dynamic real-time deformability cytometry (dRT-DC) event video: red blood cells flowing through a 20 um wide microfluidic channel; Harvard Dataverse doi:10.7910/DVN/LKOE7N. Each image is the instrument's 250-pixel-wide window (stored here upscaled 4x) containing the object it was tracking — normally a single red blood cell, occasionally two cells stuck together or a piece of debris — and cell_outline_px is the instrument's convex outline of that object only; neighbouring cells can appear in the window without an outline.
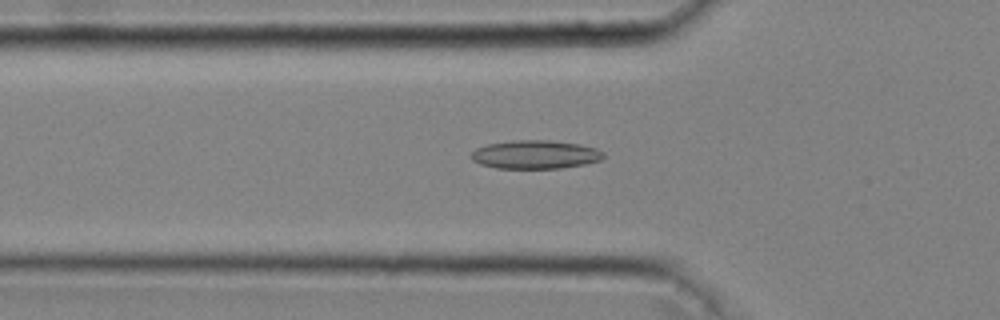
{"species": "common noctule bat (a hibernating species)", "species_latin": "Nyctalus noctula", "temperature_condition": "cold", "stored_images_in_passage": 41, "camera_frame_rate_fps": 3000, "um_per_image_px": 0.085, "animal": {"sex": "male", "body_mass_g": 20.4}, "frame": {"image": 1, "passage_image": 10, "time_ms": 3.0, "image_size_px": [1000, 320], "cell_outline_px": [[604, 156], [600, 160], [584, 164], [560, 168], [496, 168], [480, 164], [472, 160], [472, 152], [476, 148], [488, 144], [516, 140], [548, 140], [580, 144], [596, 148], [604, 152]], "centroid_in_image_um": [45.51, 13.13], "position_along_channel_um": 80.3, "area_um2": 21.85}}
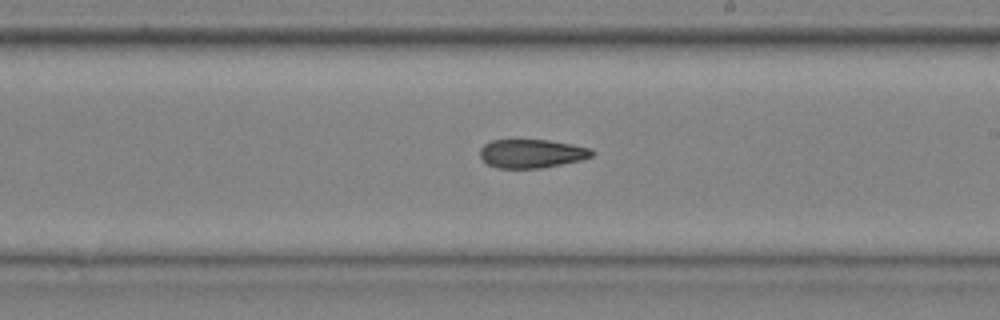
{"frame": {"image": 2, "passage_image": 22, "time_ms": 7.0, "image_size_px": [1000, 320], "cell_outline_px": [[596, 152], [592, 156], [580, 160], [540, 168], [496, 168], [488, 164], [480, 156], [480, 148], [484, 144], [492, 140], [548, 140], [572, 144], [592, 148]], "centroid_in_image_um": [45.2, 13.05], "position_along_channel_um": 243.8, "area_um2": 18.67}}
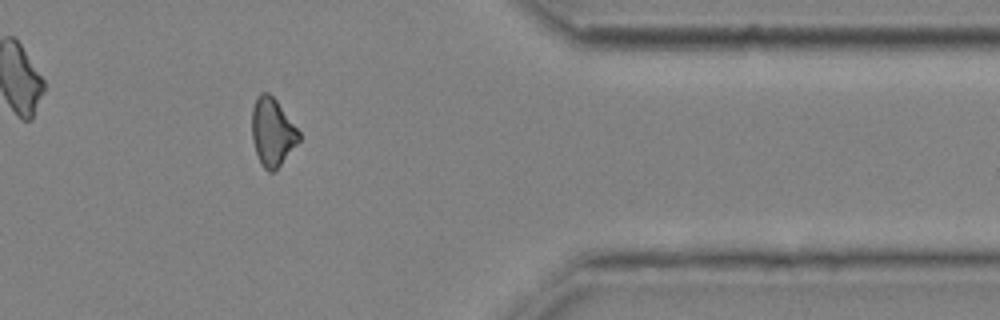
{"frame": {"image": 3, "passage_image": 34, "time_ms": 11.0, "image_size_px": [1000, 320], "cell_outline_px": [[300, 140], [276, 172], [268, 172], [260, 164], [252, 140], [252, 108], [256, 96], [260, 92], [268, 92], [276, 100], [300, 132]], "centroid_in_image_um": [23.14, 11.25], "position_along_channel_um": 388.3, "area_um2": 18.84}, "authors_computed_cell_mechanics": {"area_um2": 19.4208, "velocity_mm_per_s": 4.0866, "shape_relaxation_time_tau1_ms": null, "shape_relaxation_time_tau2_ms": 10.4816, "deformation_change_tau1": null, "deformation_change_tau2": 0.22}}